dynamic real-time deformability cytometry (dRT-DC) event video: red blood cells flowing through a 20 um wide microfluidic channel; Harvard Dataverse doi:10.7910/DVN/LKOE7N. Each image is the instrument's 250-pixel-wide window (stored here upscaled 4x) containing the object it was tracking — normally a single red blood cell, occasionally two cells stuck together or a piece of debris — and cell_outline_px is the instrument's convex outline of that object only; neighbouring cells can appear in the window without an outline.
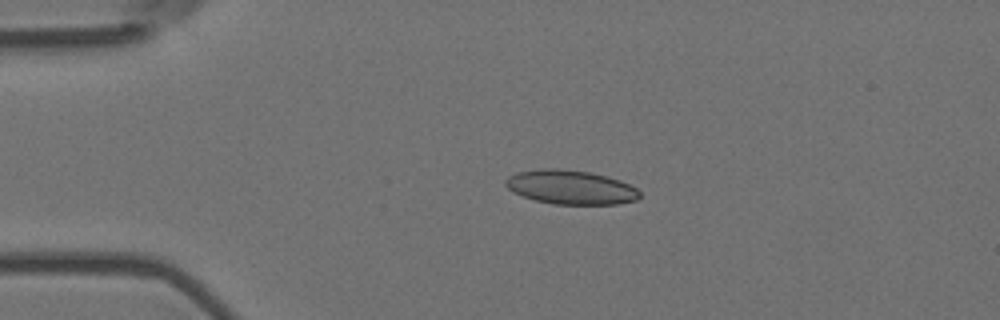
{"species": "Egyptian fruit bat (a non-hibernating species)", "species_latin": "Rousettus aegyptiacus", "temperature_condition": "room temperature", "stored_images_in_passage": 51, "camera_frame_rate_fps": 3000, "um_per_image_px": 0.085, "animal": {"sex": "female"}, "frame": {"image": 1, "passage_image": 8, "time_ms": 2.333, "image_size_px": [1000, 320], "cell_outline_px": [[640, 196], [636, 200], [616, 204], [552, 204], [536, 200], [512, 192], [504, 184], [504, 180], [508, 176], [516, 172], [544, 168], [560, 168], [588, 172], [608, 176], [620, 180], [636, 188], [640, 192]], "centroid_in_image_um": [48.48, 15.9], "position_along_channel_um": 36.5, "area_um2": 26.7}}
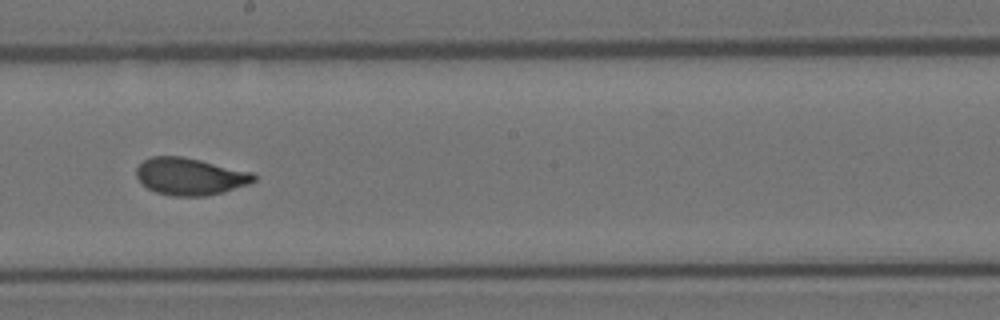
{"frame": {"image": 2, "passage_image": 27, "time_ms": 8.667, "image_size_px": [1000, 320], "cell_outline_px": [[256, 180], [248, 184], [220, 192], [204, 196], [172, 196], [156, 192], [148, 188], [136, 176], [136, 168], [144, 160], [152, 156], [184, 156], [252, 172], [256, 176]], "centroid_in_image_um": [16.14, 14.98], "position_along_channel_um": 232.1, "area_um2": 25.2}}
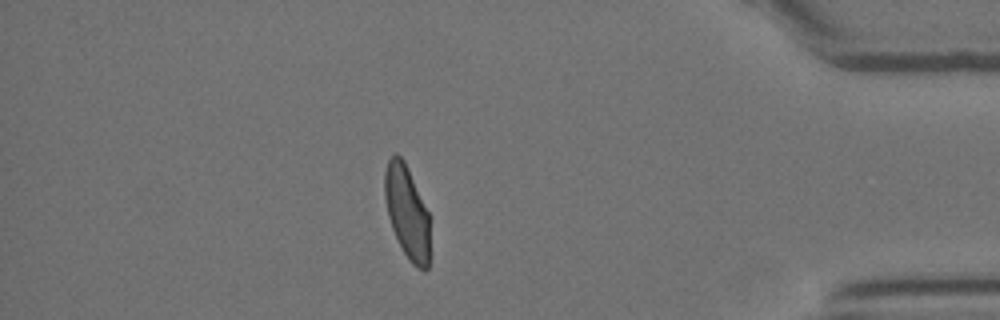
{"frame": {"image": 3, "passage_image": 44, "time_ms": 14.333, "image_size_px": [1000, 320], "cell_outline_px": [[428, 268], [424, 272], [416, 268], [408, 260], [392, 228], [388, 216], [384, 196], [384, 172], [388, 160], [396, 152], [404, 160], [408, 168], [428, 212]], "centroid_in_image_um": [34.57, 18.02], "position_along_channel_um": 400.6, "area_um2": 24.22}, "authors_computed_cell_mechanics": {"area_um2": 25.3742, "velocity_mm_per_s": 3.6588, "shape_relaxation_time_tau1_ms": 4.7058, "shape_relaxation_time_tau2_ms": 0.7175, "deformation_change_tau1": 0.1362, "deformation_change_tau2": 0.0662}}